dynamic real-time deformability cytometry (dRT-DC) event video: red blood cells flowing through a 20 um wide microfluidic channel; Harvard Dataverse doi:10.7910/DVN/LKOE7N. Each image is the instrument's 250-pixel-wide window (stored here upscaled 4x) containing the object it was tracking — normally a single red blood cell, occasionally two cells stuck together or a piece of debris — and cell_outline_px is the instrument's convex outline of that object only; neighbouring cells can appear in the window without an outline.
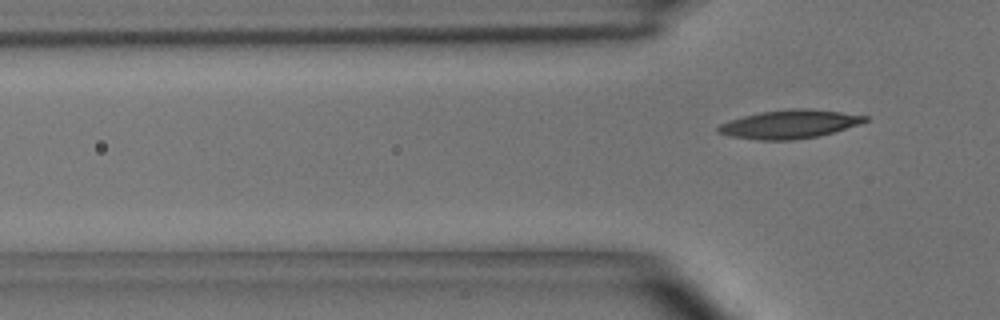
{"species": "common noctule bat (a hibernating species)", "species_latin": "Nyctalus noctula", "temperature_condition": "room temperature", "stored_images_in_passage": 5, "camera_frame_rate_fps": 3000, "um_per_image_px": 0.085, "animal": {"sex": "male", "body_mass_g": 15.6}, "frame": {"image": 1, "passage_image": 5, "time_ms": 4.667, "image_size_px": [1000, 320], "cell_outline_px": [[868, 120], [860, 124], [820, 136], [792, 140], [760, 140], [732, 136], [716, 132], [716, 128], [720, 124], [728, 120], [760, 112], [792, 108], [804, 108], [840, 112], [868, 116]], "centroid_in_image_um": [67.1, 10.56], "position_along_channel_um": 58.7, "area_um2": 24.33}}